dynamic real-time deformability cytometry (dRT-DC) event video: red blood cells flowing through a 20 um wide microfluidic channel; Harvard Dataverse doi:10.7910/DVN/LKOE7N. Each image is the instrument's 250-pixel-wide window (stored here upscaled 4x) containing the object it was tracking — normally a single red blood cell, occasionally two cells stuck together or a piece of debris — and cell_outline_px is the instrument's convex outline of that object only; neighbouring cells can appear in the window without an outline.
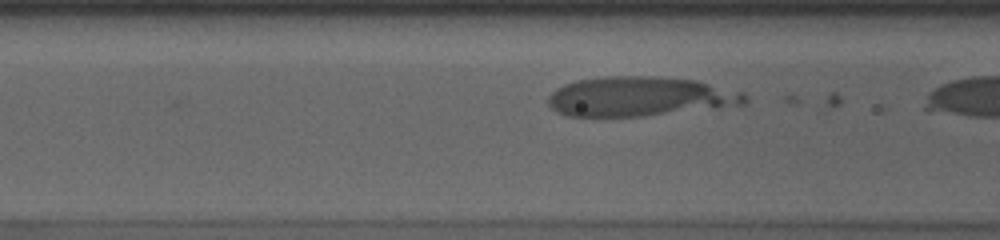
{"species": "human", "species_latin": "Homo sapiens", "temperature_condition": "cold", "stored_images_in_passage": 11, "camera_frame_rate_fps": 3000, "um_per_image_px": 0.085, "donor": {"sex": "male"}, "frame": {"image": 1, "passage_image": 10, "time_ms": 3.0, "image_size_px": [1000, 240], "cell_outline_px": [[748, 100], [744, 104], [720, 108], [644, 116], [568, 116], [556, 112], [548, 104], [548, 96], [556, 88], [564, 84], [576, 80], [604, 76], [652, 76], [696, 80], [744, 92], [748, 96]], "centroid_in_image_um": [54.41, 8.2], "position_along_channel_um": 112.2, "area_um2": 45.78}}